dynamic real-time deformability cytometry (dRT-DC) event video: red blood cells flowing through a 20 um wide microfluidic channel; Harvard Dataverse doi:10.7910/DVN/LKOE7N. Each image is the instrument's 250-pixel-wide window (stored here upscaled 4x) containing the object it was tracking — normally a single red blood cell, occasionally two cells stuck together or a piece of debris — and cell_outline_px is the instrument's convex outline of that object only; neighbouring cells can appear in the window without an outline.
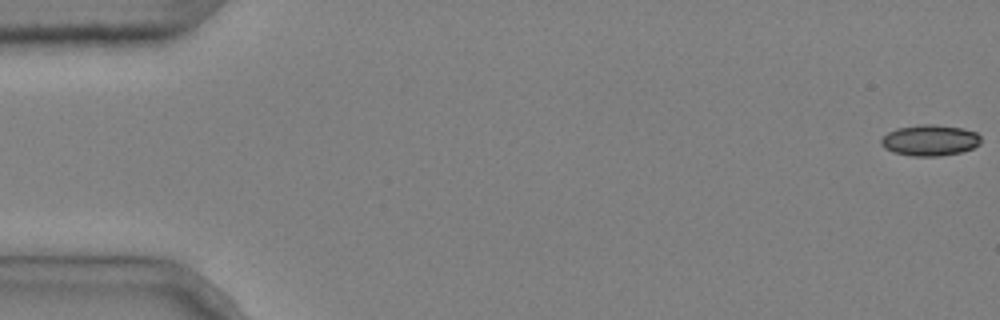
{"species": "common noctule bat (a hibernating species)", "species_latin": "Nyctalus noctula", "temperature_condition": "cold", "stored_images_in_passage": 6, "camera_frame_rate_fps": 3000, "um_per_image_px": 0.085, "animal": {"sex": "male", "body_mass_g": 20.4}, "frame": {"image": 1, "passage_image": 1, "time_ms": 0.0, "image_size_px": [1000, 320], "cell_outline_px": [[980, 144], [972, 148], [960, 152], [940, 156], [912, 156], [892, 152], [884, 148], [880, 144], [880, 140], [888, 132], [896, 128], [920, 124], [936, 124], [964, 128], [976, 132], [980, 136]], "centroid_in_image_um": [79.02, 11.91], "position_along_channel_um": 6.0, "area_um2": 18.21}}
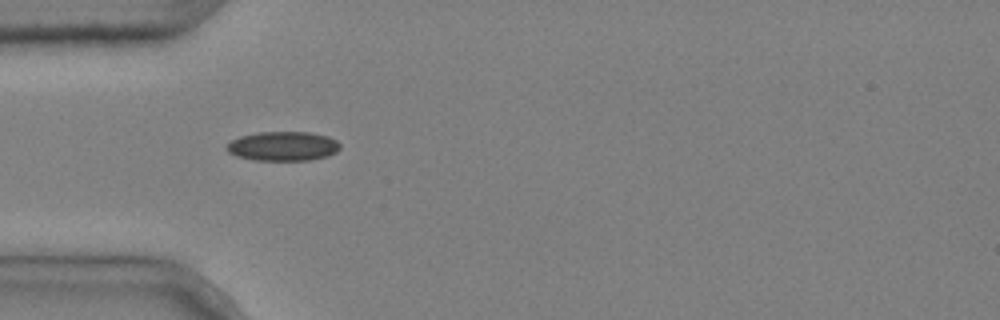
{"frame": {"image": 2, "passage_image": 4, "time_ms": 1.0, "image_size_px": [1000, 320], "cell_outline_px": [[340, 148], [336, 152], [328, 156], [308, 160], [252, 160], [236, 156], [228, 152], [224, 148], [232, 140], [240, 136], [260, 132], [308, 132], [328, 136], [336, 140], [340, 144]], "centroid_in_image_um": [24.04, 12.43], "position_along_channel_um": 61.0, "area_um2": 19.42}}